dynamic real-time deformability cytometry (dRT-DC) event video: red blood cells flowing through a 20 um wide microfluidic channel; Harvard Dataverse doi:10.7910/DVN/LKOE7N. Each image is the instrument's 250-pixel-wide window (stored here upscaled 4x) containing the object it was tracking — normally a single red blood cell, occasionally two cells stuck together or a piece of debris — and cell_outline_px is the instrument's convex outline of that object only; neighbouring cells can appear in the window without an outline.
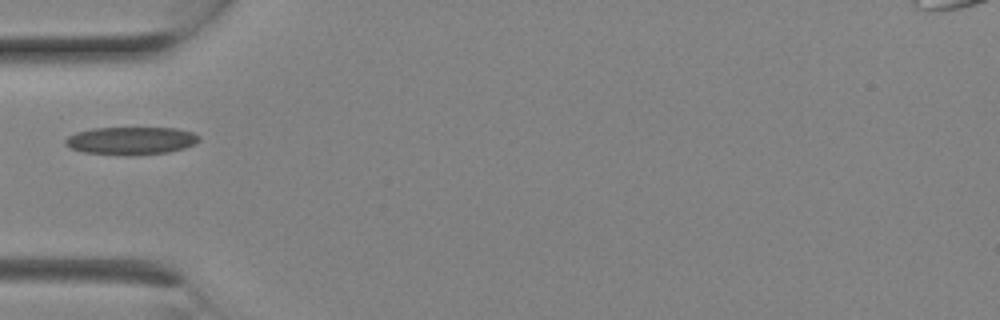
{"species": "Egyptian fruit bat (a non-hibernating species)", "species_latin": "Rousettus aegyptiacus", "temperature_condition": "room temperature", "stored_images_in_passage": 1, "camera_frame_rate_fps": 3000, "um_per_image_px": 0.085, "animal": {"sex": "female"}, "frame": {"image": 1, "passage_image": 1, "time_ms": 0.0, "image_size_px": [1000, 320], "cell_outline_px": [[200, 140], [196, 144], [184, 148], [168, 152], [132, 156], [124, 156], [84, 152], [68, 148], [64, 144], [64, 140], [68, 136], [76, 132], [92, 128], [176, 128], [192, 132], [200, 136]], "centroid_in_image_um": [11.12, 11.97], "position_along_channel_um": 73.9, "area_um2": 22.02}}